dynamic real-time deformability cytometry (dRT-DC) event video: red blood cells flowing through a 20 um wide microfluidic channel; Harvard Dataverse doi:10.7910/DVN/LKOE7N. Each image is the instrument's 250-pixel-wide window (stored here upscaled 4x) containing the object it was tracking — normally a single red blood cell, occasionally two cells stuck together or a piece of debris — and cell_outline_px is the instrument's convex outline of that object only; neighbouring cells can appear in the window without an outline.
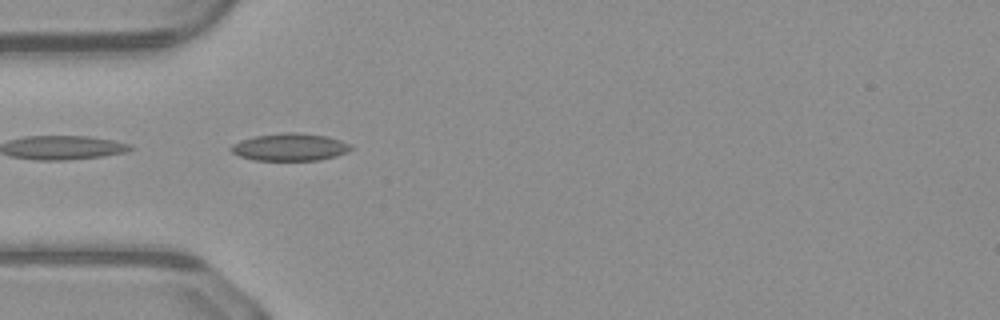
{"species": "common noctule bat (a hibernating species)", "species_latin": "Nyctalus noctula", "temperature_condition": "warm", "stored_images_in_passage": 50, "camera_frame_rate_fps": 3000, "um_per_image_px": 0.085, "animal": {"sex": "male", "body_mass_g": 23.1, "forearm_length_mm": 52.7}, "frame": {"image": 1, "passage_image": 15, "time_ms": 4.667, "image_size_px": [1000, 320], "cell_outline_px": [[352, 148], [348, 152], [336, 156], [320, 160], [256, 160], [240, 156], [232, 152], [228, 148], [232, 144], [240, 140], [256, 136], [284, 132], [296, 132], [328, 136], [340, 140], [348, 144]], "centroid_in_image_um": [24.63, 12.5], "position_along_channel_um": 60.4, "area_um2": 19.13}}
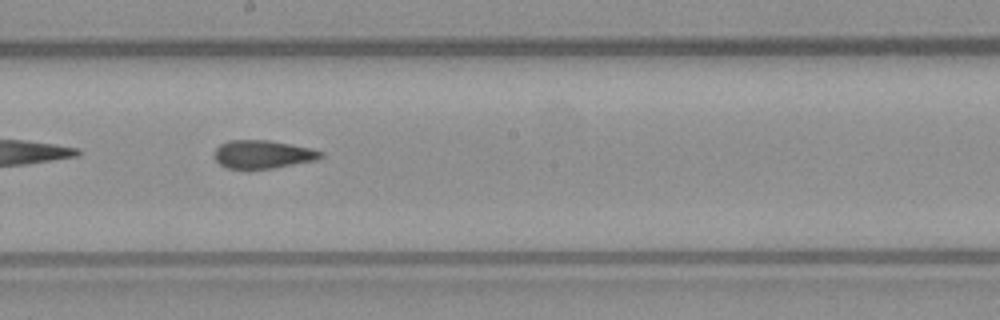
{"frame": {"image": 2, "passage_image": 27, "time_ms": 8.667, "image_size_px": [1000, 320], "cell_outline_px": [[324, 156], [316, 160], [272, 168], [248, 172], [228, 168], [220, 164], [212, 156], [212, 152], [220, 144], [228, 140], [268, 140], [308, 148], [324, 152]], "centroid_in_image_um": [22.25, 13.15], "position_along_channel_um": 226.0, "area_um2": 17.98}}
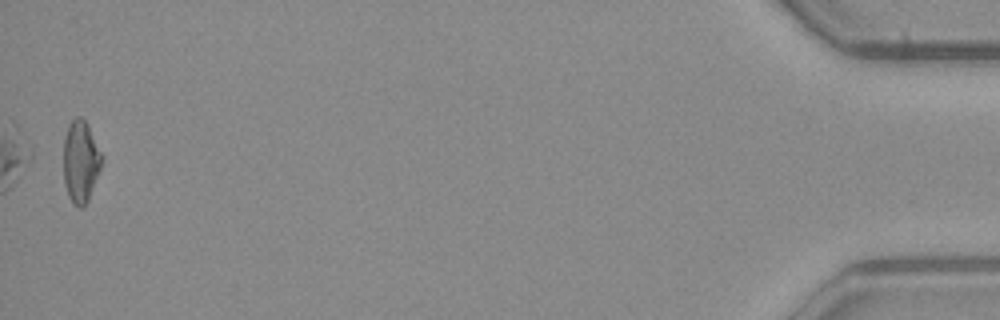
{"frame": {"image": 3, "passage_image": 49, "time_ms": 16.0, "image_size_px": [1000, 320], "cell_outline_px": [[104, 156], [100, 168], [88, 200], [80, 208], [72, 204], [68, 196], [64, 184], [64, 136], [68, 124], [76, 116], [80, 116], [88, 124]], "centroid_in_image_um": [6.85, 13.69], "position_along_channel_um": 428.3, "area_um2": 18.44}, "authors_computed_cell_mechanics": {"area_um2": 18.0914, "velocity_mm_per_s": 4.1489, "shape_relaxation_time_tau1_ms": null, "shape_relaxation_time_tau2_ms": 2.845, "deformation_change_tau1": null, "deformation_change_tau2": 0.1171}}